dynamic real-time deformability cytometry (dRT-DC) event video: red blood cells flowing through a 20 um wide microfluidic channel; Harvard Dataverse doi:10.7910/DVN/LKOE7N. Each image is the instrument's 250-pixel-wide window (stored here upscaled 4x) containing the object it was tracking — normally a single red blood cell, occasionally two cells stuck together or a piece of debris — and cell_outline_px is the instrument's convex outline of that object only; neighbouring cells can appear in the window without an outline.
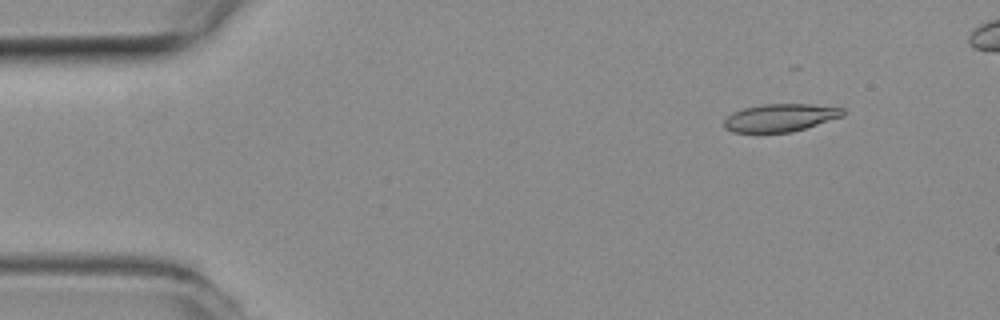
{"species": "common noctule bat (a hibernating species)", "species_latin": "Nyctalus noctula", "temperature_condition": "room temperature", "stored_images_in_passage": 33, "camera_frame_rate_fps": 3000, "um_per_image_px": 0.085, "animal": {"sex": "female", "body_mass_g": 19.3, "forearm_length_mm": 54.1}, "frame": {"image": 1, "passage_image": 1, "time_ms": 0.0, "image_size_px": [1000, 320], "cell_outline_px": [[844, 116], [792, 132], [732, 132], [724, 128], [724, 120], [732, 112], [744, 108], [764, 104], [808, 104], [844, 108]], "centroid_in_image_um": [66.31, 10.0], "position_along_channel_um": 18.7, "area_um2": 19.13}}
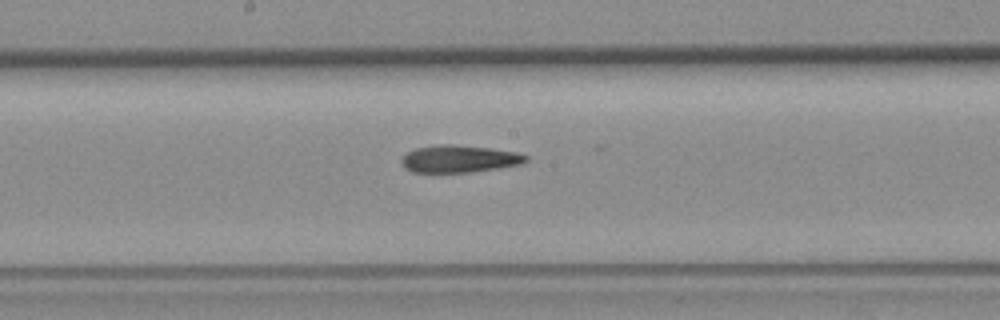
{"frame": {"image": 2, "passage_image": 22, "time_ms": 7.0, "image_size_px": [1000, 320], "cell_outline_px": [[528, 160], [520, 164], [496, 168], [468, 172], [412, 172], [404, 168], [404, 156], [408, 152], [416, 148], [440, 144], [452, 144], [488, 148], [516, 152], [528, 156]], "centroid_in_image_um": [39.04, 13.5], "position_along_channel_um": 209.2, "area_um2": 19.36}}
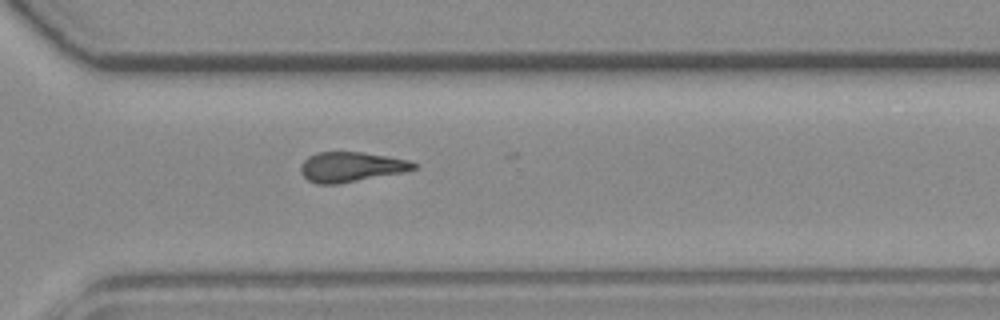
{"frame": {"image": 3, "passage_image": 32, "time_ms": 10.333, "image_size_px": [1000, 320], "cell_outline_px": [[420, 164], [416, 168], [408, 172], [340, 184], [316, 184], [308, 180], [300, 172], [300, 164], [308, 156], [316, 152], [360, 152], [388, 156], [408, 160]], "centroid_in_image_um": [29.88, 14.2], "position_along_channel_um": 340.7, "area_um2": 20.17}}